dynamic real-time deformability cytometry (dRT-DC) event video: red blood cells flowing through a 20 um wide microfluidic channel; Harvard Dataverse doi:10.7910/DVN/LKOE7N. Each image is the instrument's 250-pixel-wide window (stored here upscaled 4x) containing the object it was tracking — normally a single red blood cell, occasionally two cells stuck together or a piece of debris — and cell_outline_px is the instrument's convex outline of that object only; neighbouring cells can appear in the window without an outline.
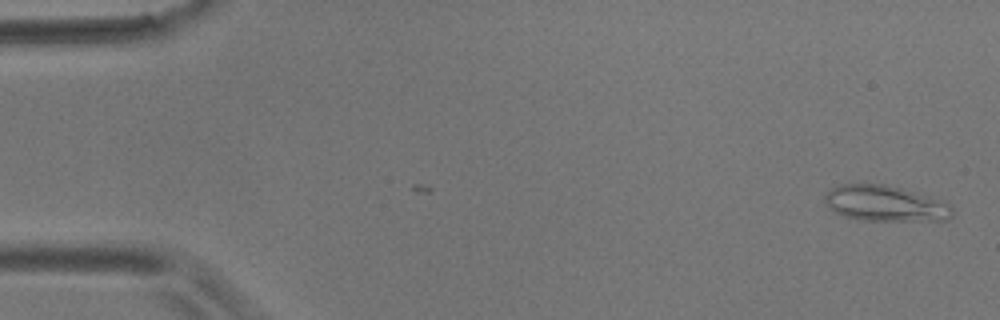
{"species": "common noctule bat (a hibernating species)", "species_latin": "Nyctalus noctula", "temperature_condition": "room temperature", "stored_images_in_passage": 2, "camera_frame_rate_fps": 3000, "um_per_image_px": 0.085, "animal": {"sex": "male", "body_mass_g": 17.9}, "frame": {"image": 1, "passage_image": 2, "time_ms": 1.0, "image_size_px": [1000, 320], "cell_outline_px": [[952, 216], [948, 220], [856, 220], [844, 216], [828, 208], [824, 200], [824, 196], [832, 188], [840, 184], [884, 184], [900, 188], [944, 200], [952, 208]], "centroid_in_image_um": [75.23, 17.3], "position_along_channel_um": 9.8, "area_um2": 26.53}}